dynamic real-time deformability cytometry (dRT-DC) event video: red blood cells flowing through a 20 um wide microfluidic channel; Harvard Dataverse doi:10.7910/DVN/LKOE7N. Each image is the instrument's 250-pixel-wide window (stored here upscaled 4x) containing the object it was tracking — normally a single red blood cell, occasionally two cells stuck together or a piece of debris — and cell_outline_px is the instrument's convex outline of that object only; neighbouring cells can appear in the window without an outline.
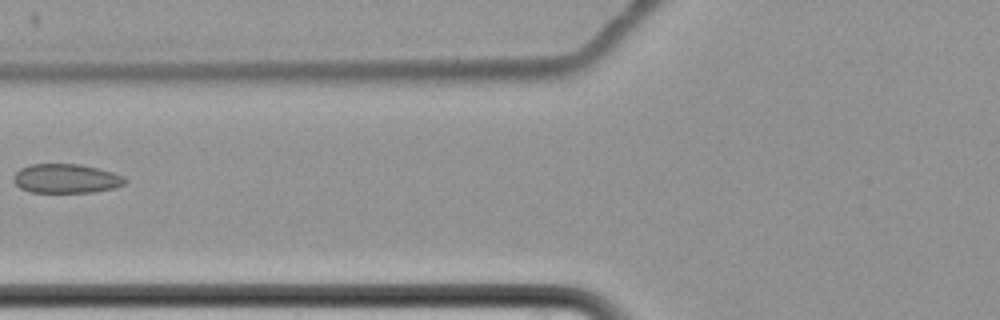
{"species": "common noctule bat (a hibernating species)", "species_latin": "Nyctalus noctula", "temperature_condition": "cold", "stored_images_in_passage": 7, "camera_frame_rate_fps": 3000, "um_per_image_px": 0.085, "animal": {"sex": "female", "body_mass_g": 22.7, "forearm_length_mm": 54.2}, "frame": {"image": 1, "passage_image": 7, "time_ms": 8.667, "image_size_px": [1000, 320], "cell_outline_px": [[128, 180], [124, 184], [116, 188], [92, 192], [28, 192], [20, 188], [12, 180], [12, 176], [20, 168], [28, 164], [80, 164], [112, 172], [124, 176]], "centroid_in_image_um": [5.6, 15.18], "position_along_channel_um": 120.2, "area_um2": 19.13}}